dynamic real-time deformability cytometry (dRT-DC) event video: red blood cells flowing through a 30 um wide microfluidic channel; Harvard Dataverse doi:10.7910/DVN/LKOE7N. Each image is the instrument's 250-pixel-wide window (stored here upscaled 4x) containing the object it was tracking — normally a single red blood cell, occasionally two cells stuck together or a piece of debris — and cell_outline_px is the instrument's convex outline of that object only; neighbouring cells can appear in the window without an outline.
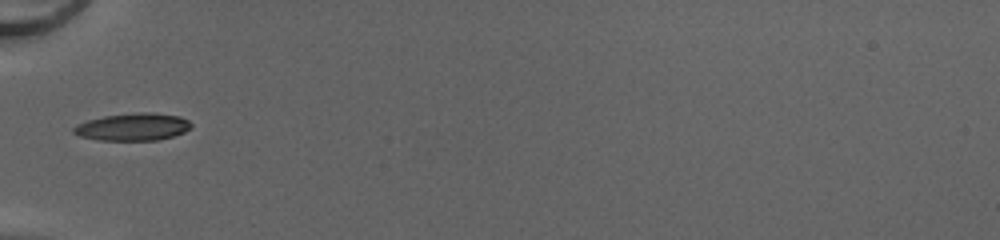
{"species": "common noctule bat (a hibernating species)", "species_latin": "Nyctalus noctula", "temperature_condition": "cold", "stored_images_in_passage": 7, "camera_frame_rate_fps": 3000, "um_per_image_px": 0.085, "animal": {"sex": "female", "body_mass_g": 20.0, "forearm_length_mm": 54.0}, "frame": {"image": 1, "passage_image": 1, "time_ms": 0.0, "image_size_px": [1000, 240], "cell_outline_px": [[192, 128], [184, 132], [172, 136], [156, 140], [100, 140], [80, 136], [72, 132], [72, 128], [76, 124], [88, 120], [104, 116], [136, 112], [152, 112], [180, 116], [188, 120], [192, 124]], "centroid_in_image_um": [11.3, 10.77], "position_along_channel_um": 73.7, "area_um2": 18.84}}
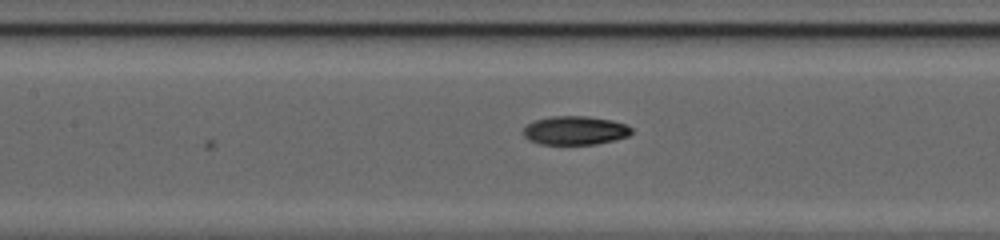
{"frame": {"image": 2, "passage_image": 7, "time_ms": 2.0, "image_size_px": [1000, 240], "cell_outline_px": [[632, 132], [628, 136], [616, 140], [596, 144], [540, 144], [528, 140], [524, 136], [524, 128], [528, 124], [536, 120], [552, 116], [588, 116], [612, 120], [628, 124], [632, 128]], "centroid_in_image_um": [48.92, 11.09], "position_along_channel_um": 158.5, "area_um2": 18.21}}